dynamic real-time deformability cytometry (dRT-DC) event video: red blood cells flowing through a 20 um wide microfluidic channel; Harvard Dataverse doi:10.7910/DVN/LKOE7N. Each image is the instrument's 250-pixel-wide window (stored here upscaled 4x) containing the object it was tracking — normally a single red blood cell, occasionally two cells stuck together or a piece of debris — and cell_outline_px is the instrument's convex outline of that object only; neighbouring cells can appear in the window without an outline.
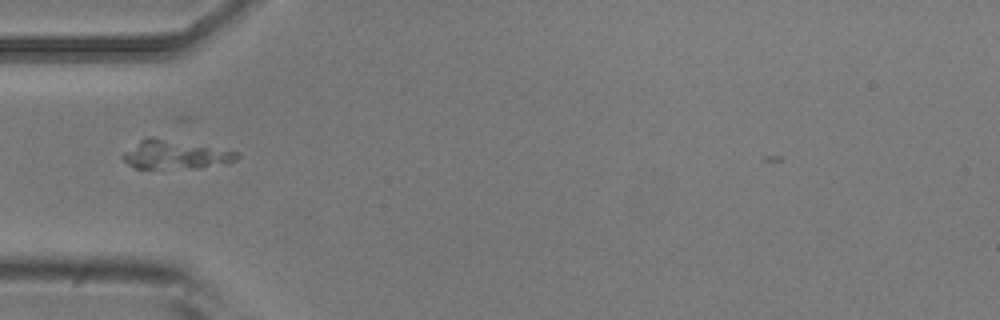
{"species": "common noctule bat (a hibernating species)", "species_latin": "Nyctalus noctula", "temperature_condition": "room temperature", "stored_images_in_passage": 7, "camera_frame_rate_fps": 3000, "um_per_image_px": 0.085, "animal": {"sex": "male", "body_mass_g": 20.5, "forearm_length_mm": 52.5}, "frame": {"image": 1, "passage_image": 1, "time_ms": 0.0, "image_size_px": [1000, 320], "cell_outline_px": [[240, 156], [236, 160], [228, 164], [200, 168], [136, 168], [128, 164], [120, 156], [124, 152], [140, 140], [148, 136], [152, 136], [236, 152]], "centroid_in_image_um": [14.88, 13.15], "position_along_channel_um": 70.1, "area_um2": 18.96}}
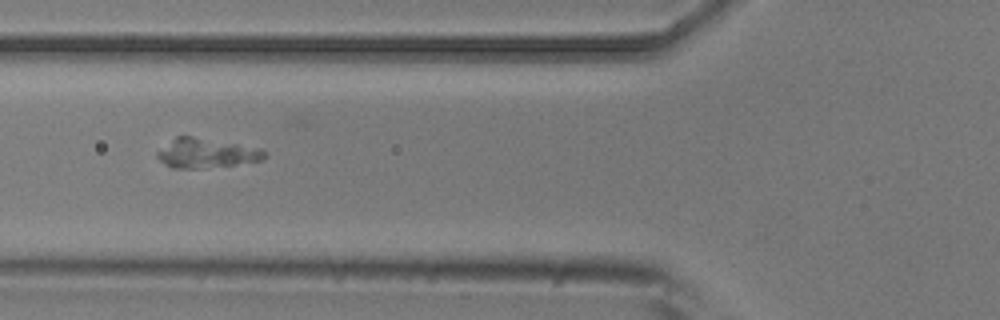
{"frame": {"image": 2, "passage_image": 4, "time_ms": 1.0, "image_size_px": [1000, 320], "cell_outline_px": [[268, 156], [260, 160], [204, 168], [172, 168], [164, 164], [156, 156], [156, 152], [176, 136], [192, 136], [260, 148], [268, 152]], "centroid_in_image_um": [17.52, 13.01], "position_along_channel_um": 108.3, "area_um2": 18.21}}
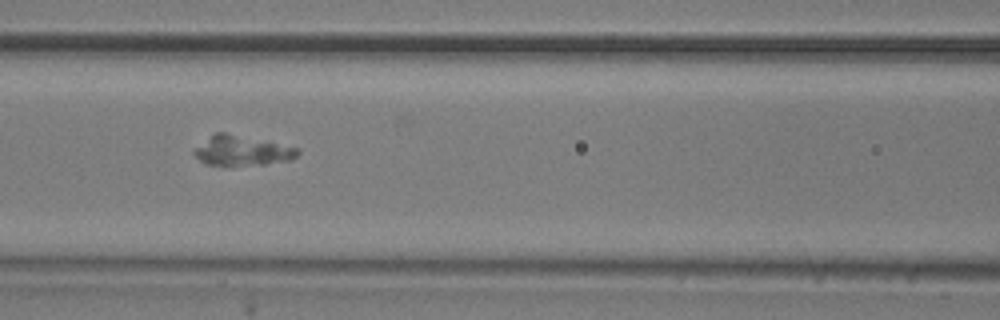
{"frame": {"image": 3, "passage_image": 7, "time_ms": 2.0, "image_size_px": [1000, 320], "cell_outline_px": [[300, 152], [296, 156], [288, 160], [264, 164], [208, 164], [200, 160], [192, 152], [196, 148], [216, 132], [224, 132], [300, 148]], "centroid_in_image_um": [20.6, 12.79], "position_along_channel_um": 146.0, "area_um2": 17.34}}